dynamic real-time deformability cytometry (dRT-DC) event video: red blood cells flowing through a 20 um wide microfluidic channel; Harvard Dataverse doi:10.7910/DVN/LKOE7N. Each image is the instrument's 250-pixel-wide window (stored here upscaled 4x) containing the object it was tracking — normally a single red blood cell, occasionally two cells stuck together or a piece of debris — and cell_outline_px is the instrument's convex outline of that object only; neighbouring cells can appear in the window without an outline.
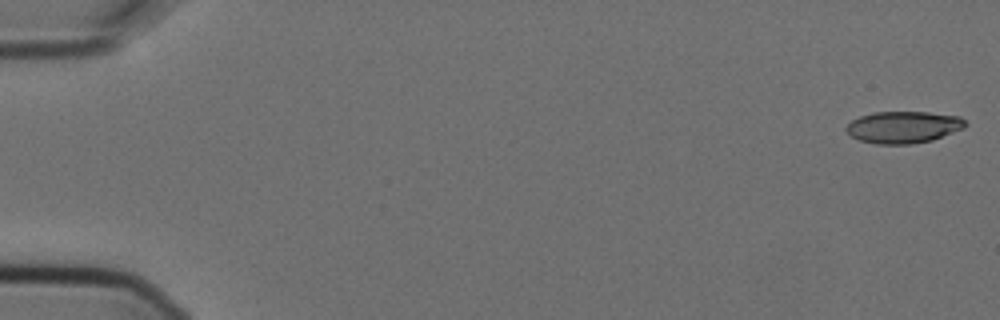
{"species": "Egyptian fruit bat (a non-hibernating species)", "species_latin": "Rousettus aegyptiacus", "temperature_condition": "cold", "stored_images_in_passage": 6, "camera_frame_rate_fps": 3000, "um_per_image_px": 0.085, "animal": {"sex": "female"}, "frame": {"image": 1, "passage_image": 1, "time_ms": 0.0, "image_size_px": [1000, 320], "cell_outline_px": [[968, 124], [964, 128], [932, 140], [912, 144], [876, 144], [860, 140], [852, 136], [844, 128], [852, 120], [860, 116], [872, 112], [928, 112], [960, 116]], "centroid_in_image_um": [76.8, 10.8], "position_along_channel_um": 8.2, "area_um2": 22.14}}
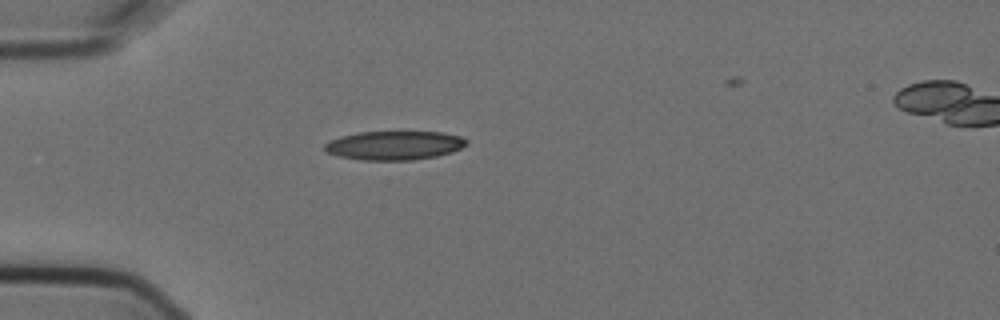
{"frame": {"image": 2, "passage_image": 5, "time_ms": 1.333, "image_size_px": [1000, 320], "cell_outline_px": [[468, 144], [452, 152], [436, 156], [412, 160], [360, 160], [340, 156], [328, 152], [324, 148], [324, 144], [328, 140], [340, 136], [360, 132], [444, 132], [460, 136], [468, 140]], "centroid_in_image_um": [33.52, 12.35], "position_along_channel_um": 51.5, "area_um2": 23.93}}